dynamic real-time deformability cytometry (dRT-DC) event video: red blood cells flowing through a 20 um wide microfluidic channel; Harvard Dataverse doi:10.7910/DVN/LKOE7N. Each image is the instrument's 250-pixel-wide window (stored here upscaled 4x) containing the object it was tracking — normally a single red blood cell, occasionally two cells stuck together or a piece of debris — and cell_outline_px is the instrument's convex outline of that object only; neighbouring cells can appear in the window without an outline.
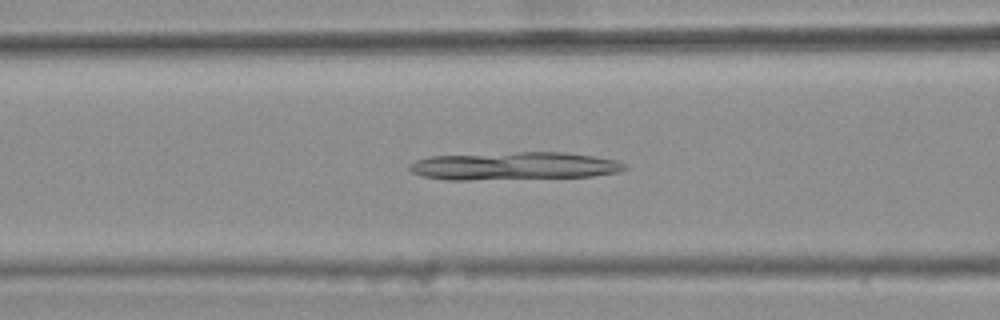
{"species": "common noctule bat (a hibernating species)", "species_latin": "Nyctalus noctula", "temperature_condition": "warm", "stored_images_in_passage": 42, "camera_frame_rate_fps": 3000, "um_per_image_px": 0.085, "animal": {"sex": "female", "body_mass_g": 25.1}, "frame": {"image": 1, "passage_image": 20, "time_ms": 6.333, "image_size_px": [1000, 320], "cell_outline_px": [[628, 168], [616, 172], [592, 176], [468, 180], [448, 180], [424, 176], [412, 172], [408, 168], [416, 160], [428, 156], [516, 152], [564, 152], [596, 156], [616, 160], [628, 164]], "centroid_in_image_um": [43.73, 14.1], "position_along_channel_um": 122.9, "area_um2": 34.97}}
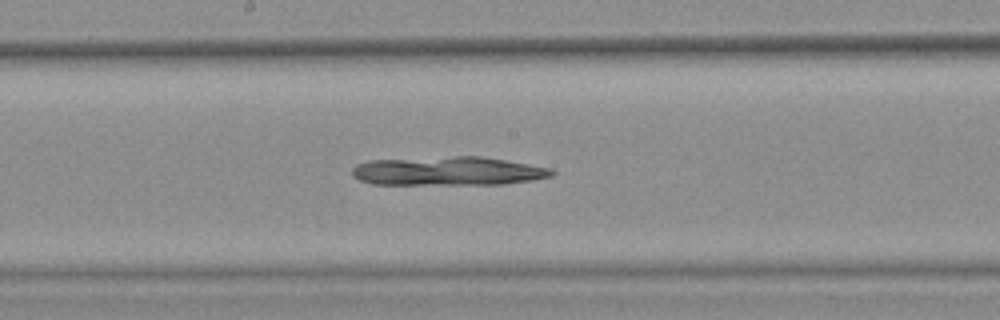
{"frame": {"image": 2, "passage_image": 27, "time_ms": 8.667, "image_size_px": [1000, 320], "cell_outline_px": [[556, 172], [552, 176], [532, 180], [504, 184], [372, 184], [360, 180], [352, 176], [352, 168], [356, 164], [368, 160], [456, 156], [480, 156], [552, 168]], "centroid_in_image_um": [38.07, 14.54], "position_along_channel_um": 210.1, "area_um2": 33.58}}
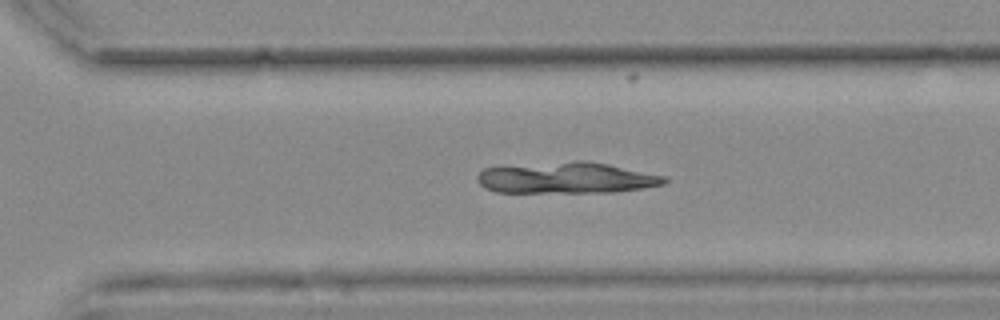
{"frame": {"image": 3, "passage_image": 36, "time_ms": 11.667, "image_size_px": [1000, 320], "cell_outline_px": [[668, 180], [664, 184], [640, 188], [612, 192], [496, 192], [484, 188], [476, 180], [476, 176], [484, 168], [580, 160], [584, 160], [608, 164], [668, 176]], "centroid_in_image_um": [48.17, 15.12], "position_along_channel_um": 322.4, "area_um2": 33.87}}